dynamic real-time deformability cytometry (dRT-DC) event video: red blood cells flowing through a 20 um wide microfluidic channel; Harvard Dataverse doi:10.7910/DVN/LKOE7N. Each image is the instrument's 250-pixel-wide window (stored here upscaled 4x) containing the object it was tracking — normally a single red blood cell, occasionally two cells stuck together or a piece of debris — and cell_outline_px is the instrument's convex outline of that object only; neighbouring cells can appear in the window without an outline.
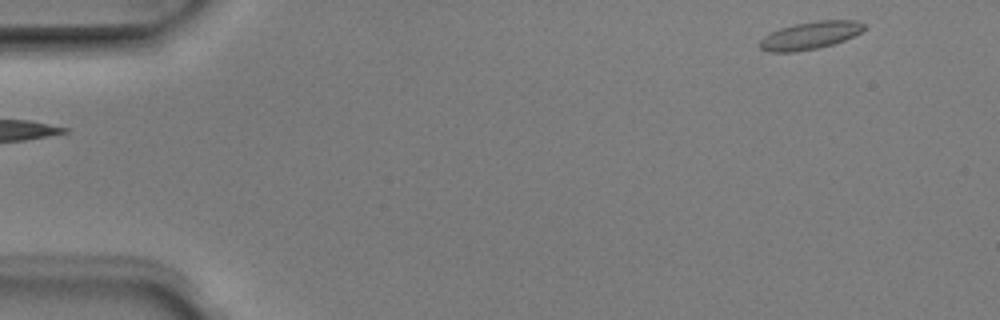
{"species": "Egyptian fruit bat (a non-hibernating species)", "species_latin": "Rousettus aegyptiacus", "temperature_condition": "room temperature", "stored_images_in_passage": 6, "camera_frame_rate_fps": 3000, "um_per_image_px": 0.085, "animal": {"sex": "male"}, "frame": {"image": 1, "passage_image": 1, "time_ms": 0.0, "image_size_px": [1000, 320], "cell_outline_px": [[864, 28], [860, 32], [844, 40], [832, 44], [816, 48], [792, 52], [768, 52], [760, 48], [760, 40], [764, 36], [780, 28], [796, 24], [816, 20], [856, 20], [864, 24]], "centroid_in_image_um": [68.84, 3.0], "position_along_channel_um": 16.2, "area_um2": 16.53}}
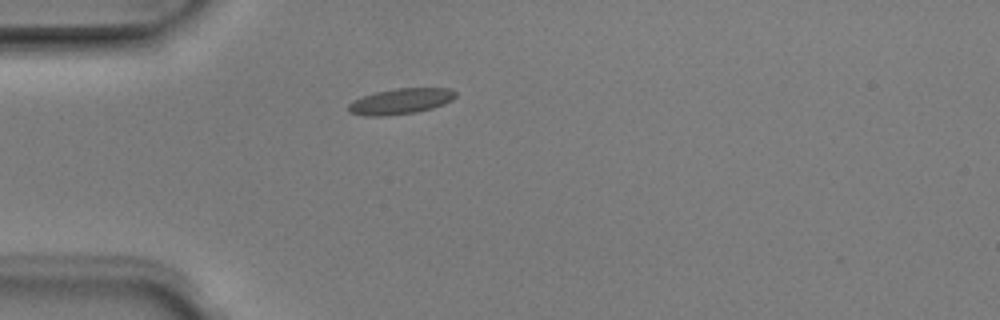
{"frame": {"image": 2, "passage_image": 4, "time_ms": 1.0, "image_size_px": [1000, 320], "cell_outline_px": [[456, 96], [452, 100], [444, 104], [432, 108], [416, 112], [380, 116], [364, 116], [348, 112], [348, 104], [352, 100], [376, 92], [396, 88], [452, 88], [456, 92]], "centroid_in_image_um": [34.05, 8.6], "position_along_channel_um": 50.9, "area_um2": 16.07}}
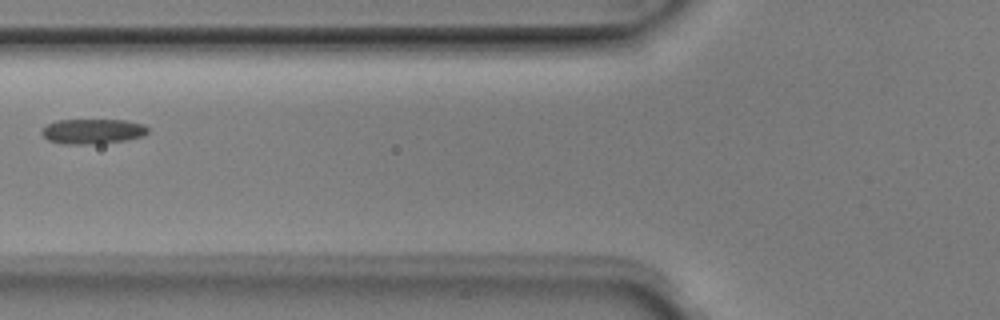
{"frame": {"image": 3, "passage_image": 6, "time_ms": 1.667, "image_size_px": [1000, 320], "cell_outline_px": [[148, 132], [144, 136], [128, 140], [100, 144], [64, 144], [48, 140], [40, 132], [40, 128], [56, 120], [124, 120], [144, 124], [148, 128]], "centroid_in_image_um": [7.88, 11.17], "position_along_channel_um": 117.9, "area_um2": 15.72}}